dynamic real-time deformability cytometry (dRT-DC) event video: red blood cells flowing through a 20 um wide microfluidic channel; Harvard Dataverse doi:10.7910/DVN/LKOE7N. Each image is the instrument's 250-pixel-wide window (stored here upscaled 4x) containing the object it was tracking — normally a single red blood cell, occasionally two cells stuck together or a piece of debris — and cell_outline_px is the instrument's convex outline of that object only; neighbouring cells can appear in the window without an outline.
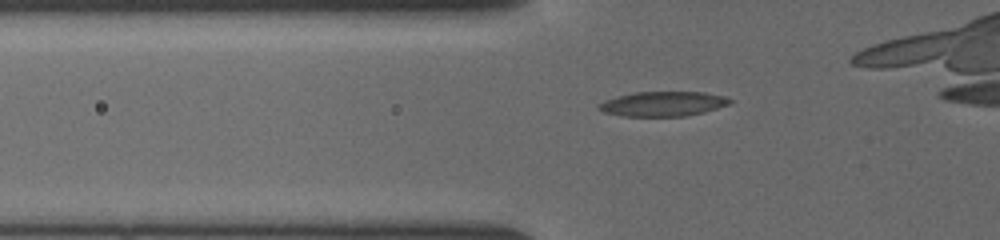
{"species": "common noctule bat (a hibernating species)", "species_latin": "Nyctalus noctula", "temperature_condition": "cold", "stored_images_in_passage": 29, "camera_frame_rate_fps": 3000, "um_per_image_px": 0.085, "animal": {"sex": "female", "body_mass_g": 19.5, "forearm_length_mm": 54.1}, "frame": {"image": 1, "passage_image": 5, "time_ms": 1.333, "image_size_px": [1000, 240], "cell_outline_px": [[732, 100], [728, 104], [704, 112], [684, 116], [624, 116], [604, 112], [596, 108], [596, 104], [632, 92], [704, 92], [724, 96]], "centroid_in_image_um": [56.33, 8.83], "position_along_channel_um": 69.5, "area_um2": 18.67}}
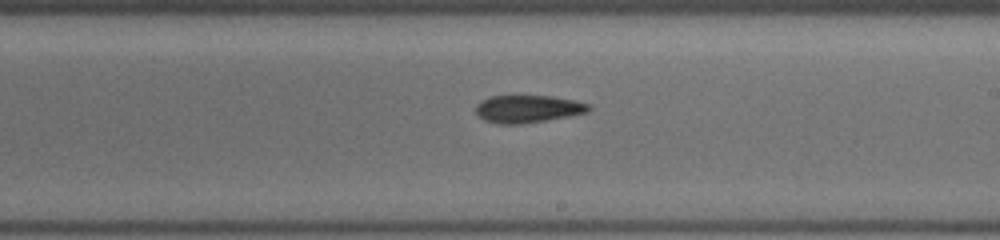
{"frame": {"image": 2, "passage_image": 18, "time_ms": 5.667, "image_size_px": [1000, 240], "cell_outline_px": [[592, 108], [588, 112], [568, 116], [520, 124], [496, 124], [484, 120], [476, 112], [476, 104], [480, 100], [492, 96], [552, 96], [576, 100], [592, 104]], "centroid_in_image_um": [44.89, 9.25], "position_along_channel_um": 244.1, "area_um2": 18.21}}
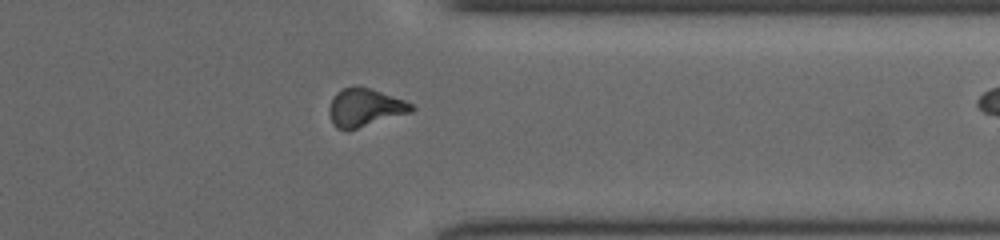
{"frame": {"image": 3, "passage_image": 28, "time_ms": 9.0, "image_size_px": [1000, 240], "cell_outline_px": [[416, 108], [412, 112], [348, 132], [336, 128], [332, 124], [328, 112], [328, 108], [332, 96], [336, 92], [344, 88], [372, 88], [404, 100], [412, 104]], "centroid_in_image_um": [30.99, 9.19], "position_along_channel_um": 380.4, "area_um2": 18.55}}